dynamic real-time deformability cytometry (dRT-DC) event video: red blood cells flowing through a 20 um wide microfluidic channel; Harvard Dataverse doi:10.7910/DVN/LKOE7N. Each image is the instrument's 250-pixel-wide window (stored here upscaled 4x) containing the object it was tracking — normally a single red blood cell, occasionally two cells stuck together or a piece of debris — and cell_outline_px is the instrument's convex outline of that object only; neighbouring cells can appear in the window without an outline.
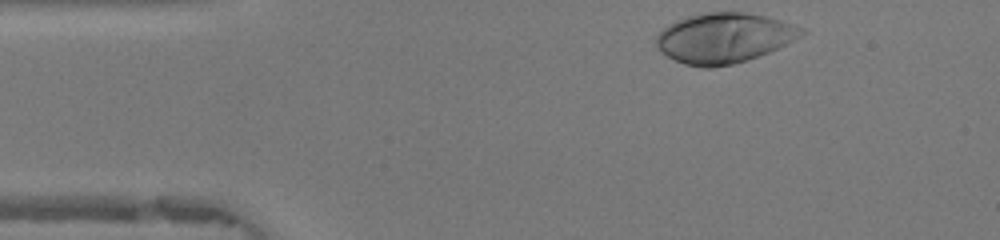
{"species": "human", "species_latin": "Homo sapiens", "temperature_condition": "warm", "stored_images_in_passage": 33, "camera_frame_rate_fps": 3000, "um_per_image_px": 0.085, "donor": {"sex": "female"}, "frame": {"image": 1, "passage_image": 1, "time_ms": 0.0, "image_size_px": [1000, 240], "cell_outline_px": [[804, 32], [800, 36], [768, 52], [748, 60], [732, 64], [712, 68], [704, 68], [684, 64], [660, 52], [656, 48], [656, 36], [668, 24], [676, 20], [688, 16], [704, 12], [748, 12], [780, 20], [804, 28]], "centroid_in_image_um": [61.49, 3.23], "position_along_channel_um": 23.5, "area_um2": 42.19}}
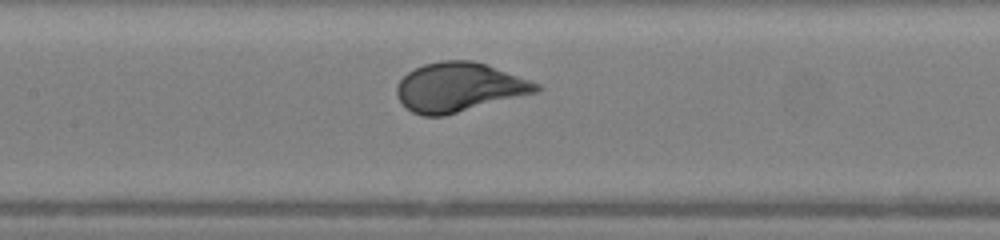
{"frame": {"image": 2, "passage_image": 16, "time_ms": 5.0, "image_size_px": [1000, 240], "cell_outline_px": [[544, 88], [540, 92], [444, 116], [424, 116], [412, 112], [396, 96], [396, 84], [408, 72], [424, 64], [440, 60], [472, 60], [484, 64], [540, 84]], "centroid_in_image_um": [39.03, 7.42], "position_along_channel_um": 168.4, "area_um2": 39.94}}
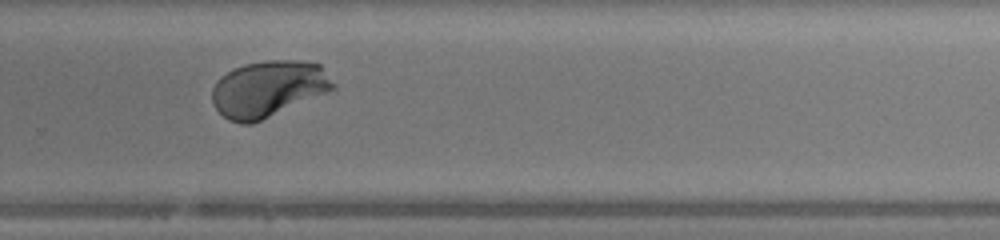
{"frame": {"image": 3, "passage_image": 26, "time_ms": 8.333, "image_size_px": [1000, 240], "cell_outline_px": [[336, 88], [252, 124], [240, 124], [228, 120], [212, 104], [212, 88], [216, 80], [220, 76], [232, 68], [244, 64], [264, 60], [296, 60], [320, 64], [336, 84]], "centroid_in_image_um": [22.77, 7.54], "position_along_channel_um": 307.0, "area_um2": 39.82}, "authors_computed_cell_mechanics": {"area_um2": 39.7664, "velocity_mm_per_s": 4.1771, "shape_relaxation_time_tau1_ms": 2.166, "shape_relaxation_time_tau2_ms": null, "deformation_change_tau1": 0.1964, "deformation_change_tau2": null}}